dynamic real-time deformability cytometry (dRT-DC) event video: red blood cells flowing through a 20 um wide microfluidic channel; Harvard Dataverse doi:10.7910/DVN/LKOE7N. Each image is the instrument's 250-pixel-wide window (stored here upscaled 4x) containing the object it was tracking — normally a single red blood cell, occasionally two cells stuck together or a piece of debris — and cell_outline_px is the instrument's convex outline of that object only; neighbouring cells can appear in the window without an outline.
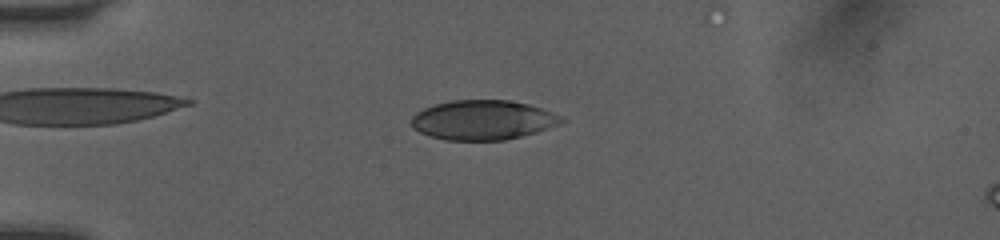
{"species": "human", "species_latin": "Homo sapiens", "temperature_condition": "room temperature", "stored_images_in_passage": 31, "camera_frame_rate_fps": 3000, "um_per_image_px": 0.085, "donor": {"sex": "female"}, "frame": {"image": 1, "passage_image": 12, "time_ms": 3.667, "image_size_px": [1000, 240], "cell_outline_px": [[568, 120], [560, 124], [536, 132], [504, 140], [444, 140], [420, 132], [412, 128], [412, 116], [416, 112], [424, 108], [436, 104], [452, 100], [508, 100], [528, 104], [540, 108], [560, 116]], "centroid_in_image_um": [41.04, 10.2], "position_along_channel_um": 44.0, "area_um2": 34.45}}
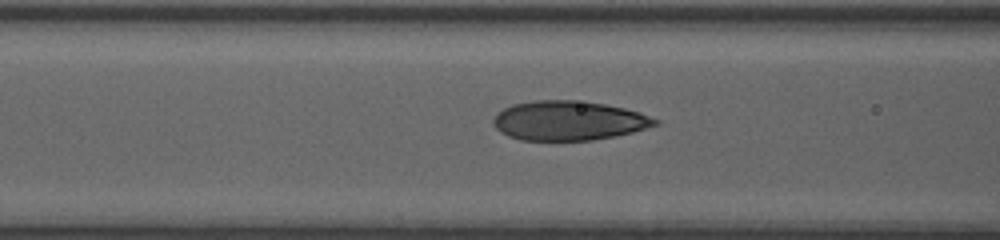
{"frame": {"image": 2, "passage_image": 20, "time_ms": 6.333, "image_size_px": [1000, 240], "cell_outline_px": [[660, 124], [632, 132], [616, 136], [592, 140], [520, 140], [508, 136], [500, 132], [492, 124], [492, 120], [496, 112], [512, 104], [536, 100], [572, 100], [604, 104], [624, 108], [640, 112], [660, 120]], "centroid_in_image_um": [48.32, 10.25], "position_along_channel_um": 118.3, "area_um2": 37.34}}
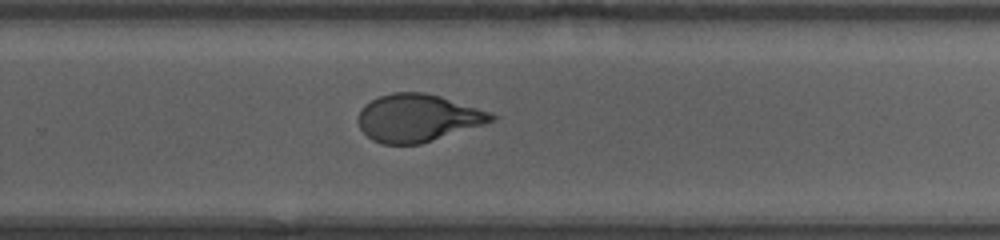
{"frame": {"image": 3, "passage_image": 31, "time_ms": 10.0, "image_size_px": [1000, 240], "cell_outline_px": [[496, 120], [484, 124], [420, 144], [380, 144], [372, 140], [360, 128], [356, 120], [360, 108], [364, 104], [380, 96], [392, 92], [424, 92], [440, 96], [488, 112], [496, 116]], "centroid_in_image_um": [35.44, 10.03], "position_along_channel_um": 294.4, "area_um2": 36.7}}